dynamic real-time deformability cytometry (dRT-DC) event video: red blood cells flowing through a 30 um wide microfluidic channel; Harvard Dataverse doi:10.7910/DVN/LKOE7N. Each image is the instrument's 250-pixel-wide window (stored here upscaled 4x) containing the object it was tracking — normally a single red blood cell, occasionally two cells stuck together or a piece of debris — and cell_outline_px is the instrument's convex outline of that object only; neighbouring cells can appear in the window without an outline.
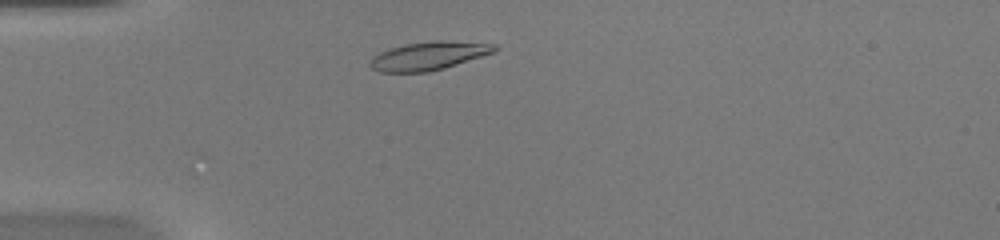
{"species": "common noctule bat (a hibernating species)", "species_latin": "Nyctalus noctula", "temperature_condition": "warm", "stored_images_in_passage": 15, "camera_frame_rate_fps": 3000, "um_per_image_px": 0.085, "animal": {"sex": "female", "body_mass_g": 20.0, "forearm_length_mm": 54.0}, "frame": {"image": 1, "passage_image": 4, "time_ms": 1.0, "image_size_px": [1000, 240], "cell_outline_px": [[500, 48], [496, 52], [444, 68], [428, 72], [380, 72], [372, 68], [368, 64], [372, 56], [380, 52], [404, 44], [436, 40], [440, 40], [496, 44]], "centroid_in_image_um": [36.46, 4.74], "position_along_channel_um": 48.5, "area_um2": 20.63}}
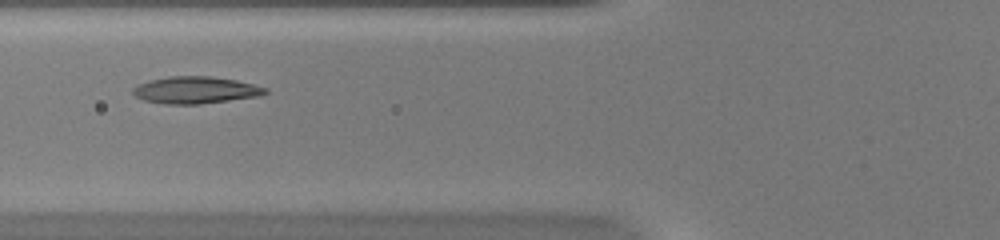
{"frame": {"image": 2, "passage_image": 10, "time_ms": 3.0, "image_size_px": [1000, 240], "cell_outline_px": [[268, 92], [256, 96], [200, 104], [164, 104], [144, 100], [136, 96], [132, 92], [132, 88], [136, 84], [148, 80], [168, 76], [212, 76], [236, 80], [268, 88]], "centroid_in_image_um": [16.56, 7.64], "position_along_channel_um": 109.2, "area_um2": 20.81}}
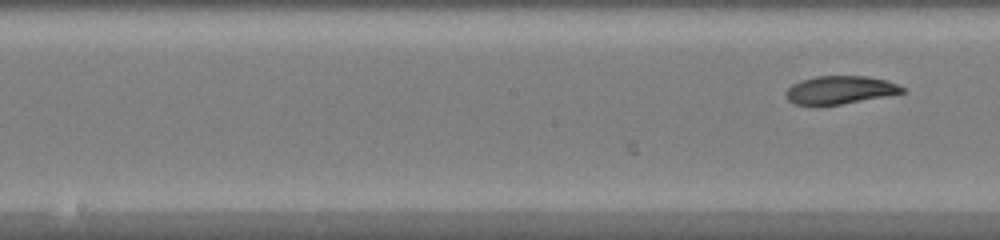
{"frame": {"image": 3, "passage_image": 15, "time_ms": 4.667, "image_size_px": [1000, 240], "cell_outline_px": [[904, 92], [888, 96], [816, 108], [792, 104], [788, 100], [784, 92], [792, 84], [800, 80], [816, 76], [868, 76], [888, 80], [904, 88]], "centroid_in_image_um": [71.32, 7.68], "position_along_channel_um": 176.9, "area_um2": 19.65}}